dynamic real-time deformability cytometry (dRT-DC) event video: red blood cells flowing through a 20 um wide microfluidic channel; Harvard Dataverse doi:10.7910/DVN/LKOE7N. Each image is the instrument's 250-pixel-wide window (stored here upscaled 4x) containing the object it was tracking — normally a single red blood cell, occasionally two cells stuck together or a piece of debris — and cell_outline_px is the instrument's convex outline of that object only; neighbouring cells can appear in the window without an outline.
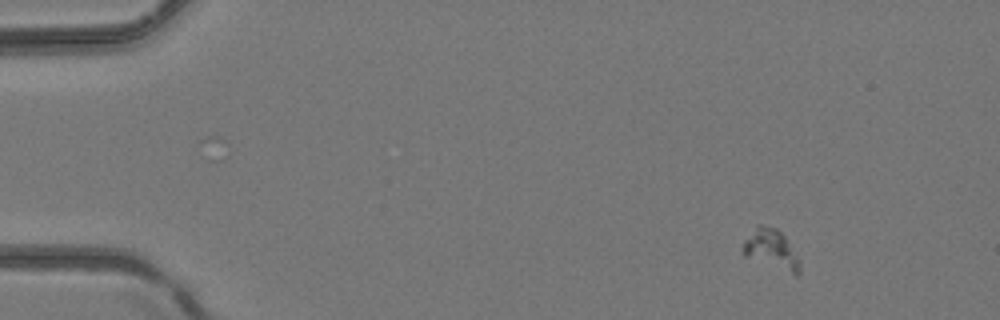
{"species": "common noctule bat (a hibernating species)", "species_latin": "Nyctalus noctula", "temperature_condition": "room temperature", "stored_images_in_passage": 5, "camera_frame_rate_fps": 3000, "um_per_image_px": 0.085, "animal": {"sex": "female", "body_mass_g": 24.6, "forearm_length_mm": 56.2}, "frame": {"image": 1, "passage_image": 1, "time_ms": 0.0, "image_size_px": [1000, 320], "cell_outline_px": [[800, 272], [796, 276], [744, 256], [744, 240], [756, 224], [760, 224], [776, 228], [784, 236], [800, 260]], "centroid_in_image_um": [65.57, 21.2], "position_along_channel_um": 19.4, "area_um2": 13.06}}
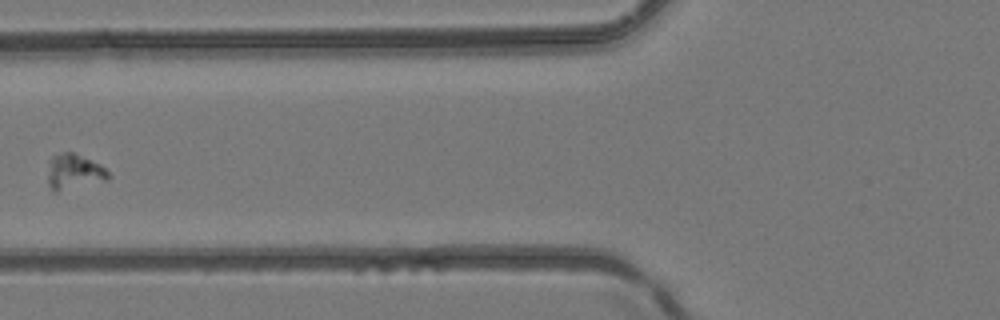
{"frame": {"image": 2, "passage_image": 5, "time_ms": 1.333, "image_size_px": [1000, 320], "cell_outline_px": [[112, 176], [108, 180], [56, 192], [52, 192], [48, 184], [48, 160], [52, 156], [60, 152], [76, 152], [100, 164]], "centroid_in_image_um": [6.28, 14.59], "position_along_channel_um": 119.5, "area_um2": 12.83}}